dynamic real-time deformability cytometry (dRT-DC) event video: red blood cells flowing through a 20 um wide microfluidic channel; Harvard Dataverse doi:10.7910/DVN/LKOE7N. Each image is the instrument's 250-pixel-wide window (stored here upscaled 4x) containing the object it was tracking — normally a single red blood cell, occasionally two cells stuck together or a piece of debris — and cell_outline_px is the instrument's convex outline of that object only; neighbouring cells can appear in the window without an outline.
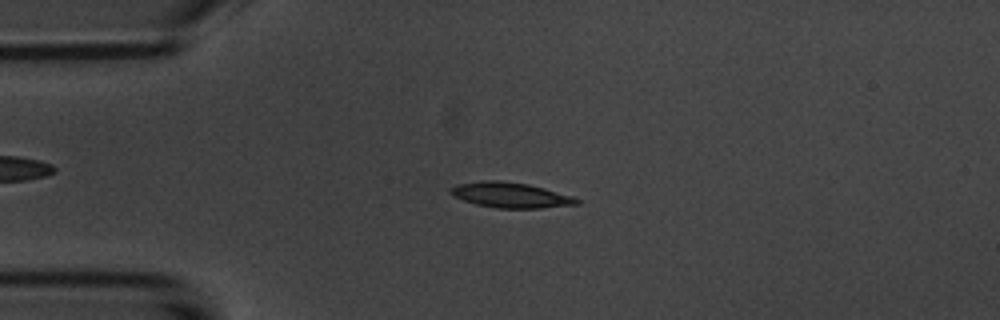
{"species": "common noctule bat (a hibernating species)", "species_latin": "Nyctalus noctula", "temperature_condition": "room temperature", "stored_images_in_passage": 53, "camera_frame_rate_fps": 3000, "um_per_image_px": 0.085, "animal": {"sex": "male", "body_mass_g": 20.1, "forearm_length_mm": 53.5}, "frame": {"image": 1, "passage_image": 12, "time_ms": 3.667, "image_size_px": [1000, 320], "cell_outline_px": [[580, 204], [540, 208], [496, 208], [476, 204], [452, 196], [448, 192], [456, 184], [480, 180], [500, 180], [528, 184], [544, 188], [572, 196], [580, 200]], "centroid_in_image_um": [43.37, 16.57], "position_along_channel_um": 41.6, "area_um2": 18.67}}
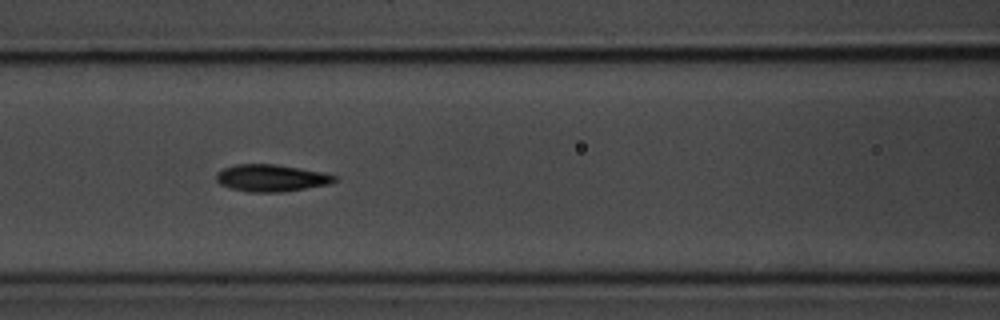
{"frame": {"image": 2, "passage_image": 22, "time_ms": 7.0, "image_size_px": [1000, 320], "cell_outline_px": [[336, 180], [332, 184], [280, 192], [248, 192], [232, 188], [220, 184], [216, 180], [216, 172], [232, 164], [276, 164], [320, 172], [336, 176]], "centroid_in_image_um": [23.02, 15.13], "position_along_channel_um": 143.6, "area_um2": 18.55}}
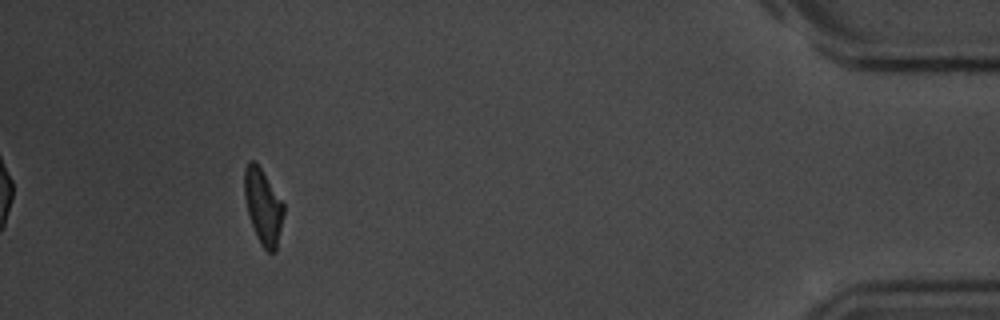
{"frame": {"image": 3, "passage_image": 49, "time_ms": 16.0, "image_size_px": [1000, 320], "cell_outline_px": [[284, 212], [276, 252], [268, 252], [260, 244], [256, 236], [248, 212], [244, 196], [244, 168], [248, 160], [252, 160], [260, 168], [284, 204]], "centroid_in_image_um": [22.36, 17.57], "position_along_channel_um": 412.8, "area_um2": 16.99}, "authors_computed_cell_mechanics": {"area_um2": 18.0336, "velocity_mm_per_s": 3.6976, "shape_relaxation_time_tau1_ms": 2.2105, "shape_relaxation_time_tau2_ms": 3.656, "deformation_change_tau1": 0.1253, "deformation_change_tau2": 0.0827}}